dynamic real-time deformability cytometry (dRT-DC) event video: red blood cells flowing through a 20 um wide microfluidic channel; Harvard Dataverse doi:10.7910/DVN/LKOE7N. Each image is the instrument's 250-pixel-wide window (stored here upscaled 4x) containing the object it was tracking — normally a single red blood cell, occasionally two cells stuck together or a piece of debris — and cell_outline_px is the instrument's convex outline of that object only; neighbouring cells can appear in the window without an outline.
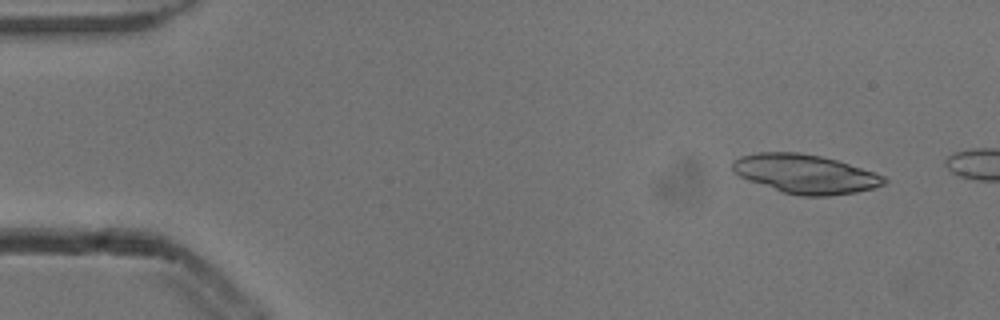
{"species": "common noctule bat (a hibernating species)", "species_latin": "Nyctalus noctula", "temperature_condition": "cold", "stored_images_in_passage": 3, "segment_of_instrument_passage": [2, 2], "camera_frame_rate_fps": 3000, "um_per_image_px": 0.085, "animal": {"sex": "male", "body_mass_g": 13.3}, "frame": {"image": 1, "passage_image": 3, "time_ms": 0.667, "image_size_px": [1000, 320], "cell_outline_px": [[888, 180], [884, 184], [872, 188], [856, 192], [828, 196], [800, 196], [784, 192], [748, 180], [732, 172], [732, 160], [740, 156], [756, 152], [800, 152], [820, 156], [836, 160], [884, 176]], "centroid_in_image_um": [68.4, 14.78], "position_along_channel_um": 16.6, "area_um2": 34.22}}